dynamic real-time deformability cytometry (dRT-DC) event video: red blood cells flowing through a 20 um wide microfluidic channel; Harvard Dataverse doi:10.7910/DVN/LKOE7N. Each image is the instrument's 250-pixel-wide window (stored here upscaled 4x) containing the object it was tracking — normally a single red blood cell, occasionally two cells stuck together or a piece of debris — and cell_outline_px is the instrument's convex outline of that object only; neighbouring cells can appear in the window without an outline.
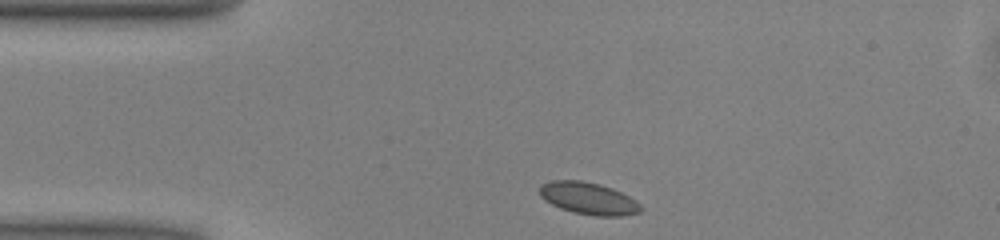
{"species": "common noctule bat (a hibernating species)", "species_latin": "Nyctalus noctula", "temperature_condition": "warm", "stored_images_in_passage": 41, "camera_frame_rate_fps": 3000, "um_per_image_px": 0.085, "animal": {"sex": "male", "body_mass_g": 13.0, "forearm_length_mm": 53.1}, "frame": {"image": 1, "passage_image": 1, "time_ms": 0.0, "image_size_px": [1000, 240], "cell_outline_px": [[644, 208], [640, 212], [624, 216], [596, 216], [572, 212], [560, 208], [544, 200], [540, 196], [540, 184], [552, 180], [580, 180], [600, 184], [612, 188], [636, 200]], "centroid_in_image_um": [50.02, 16.87], "position_along_channel_um": 35.0, "area_um2": 19.07}}
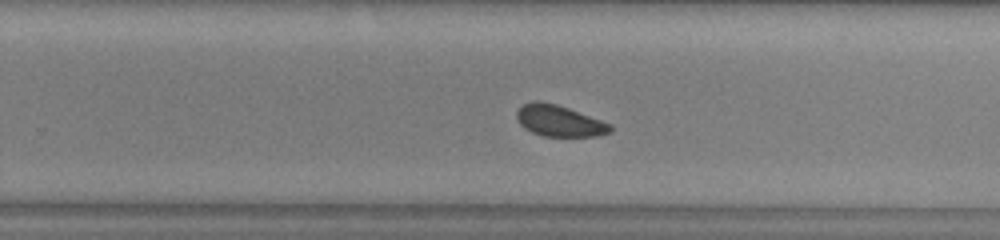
{"frame": {"image": 2, "passage_image": 22, "time_ms": 7.0, "image_size_px": [1000, 240], "cell_outline_px": [[612, 132], [600, 136], [544, 136], [532, 132], [524, 128], [520, 124], [516, 116], [516, 112], [524, 104], [532, 100], [540, 100], [556, 104], [568, 108], [612, 124]], "centroid_in_image_um": [47.55, 10.27], "position_along_channel_um": 282.3, "area_um2": 17.11}}
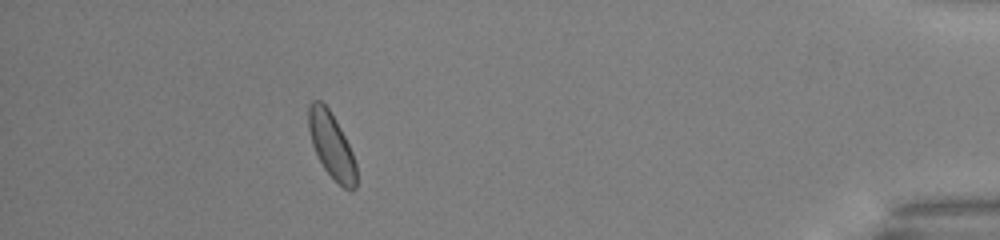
{"frame": {"image": 3, "passage_image": 36, "time_ms": 11.667, "image_size_px": [1000, 240], "cell_outline_px": [[356, 188], [352, 192], [344, 188], [324, 168], [312, 144], [308, 128], [308, 108], [312, 100], [320, 100], [328, 108], [336, 120], [352, 152], [356, 164]], "centroid_in_image_um": [28.18, 12.35], "position_along_channel_um": 407.0, "area_um2": 17.98}, "authors_computed_cell_mechanics": {"area_um2": 17.8602, "velocity_mm_per_s": 3.9941, "shape_relaxation_time_tau1_ms": null, "shape_relaxation_time_tau2_ms": 3.0733, "deformation_change_tau1": null, "deformation_change_tau2": 0.0707}}